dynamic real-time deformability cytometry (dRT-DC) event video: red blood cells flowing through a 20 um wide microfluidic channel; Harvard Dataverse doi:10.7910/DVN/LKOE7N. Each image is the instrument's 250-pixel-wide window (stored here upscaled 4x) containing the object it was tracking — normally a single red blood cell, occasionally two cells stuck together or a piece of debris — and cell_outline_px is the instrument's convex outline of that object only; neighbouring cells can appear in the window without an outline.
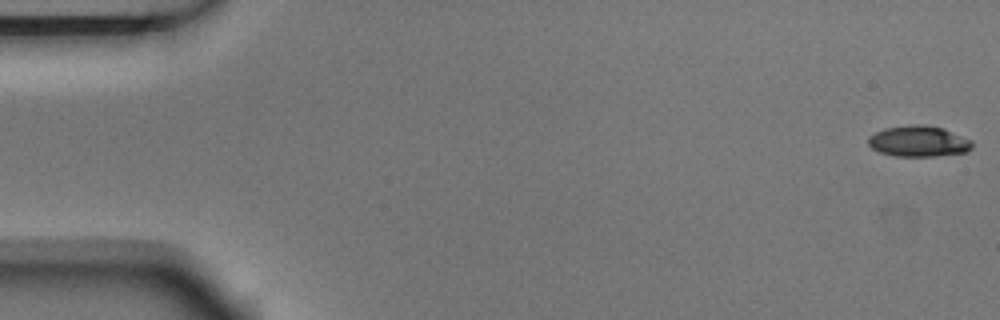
{"species": "Egyptian fruit bat (a non-hibernating species)", "species_latin": "Rousettus aegyptiacus", "temperature_condition": "room temperature", "stored_images_in_passage": 7, "camera_frame_rate_fps": 3000, "um_per_image_px": 0.085, "animal": {"sex": "male"}, "frame": {"image": 1, "passage_image": 1, "time_ms": 0.0, "image_size_px": [1000, 320], "cell_outline_px": [[972, 148], [968, 152], [936, 156], [896, 156], [880, 152], [872, 148], [868, 144], [868, 136], [884, 128], [908, 124], [924, 124], [940, 128], [972, 140]], "centroid_in_image_um": [78.06, 12.01], "position_along_channel_um": 6.9, "area_um2": 18.73}}
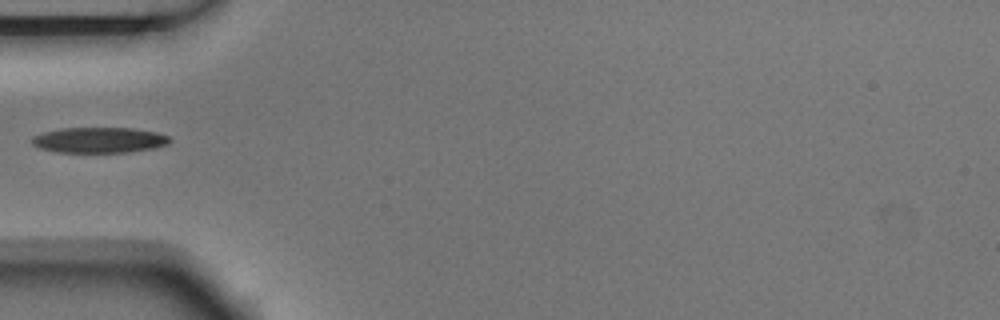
{"frame": {"image": 2, "passage_image": 6, "time_ms": 1.667, "image_size_px": [1000, 320], "cell_outline_px": [[172, 140], [168, 144], [152, 148], [128, 152], [60, 152], [40, 148], [32, 144], [32, 136], [44, 132], [60, 128], [132, 128], [156, 132], [168, 136]], "centroid_in_image_um": [8.43, 11.9], "position_along_channel_um": 76.6, "area_um2": 20.4}}
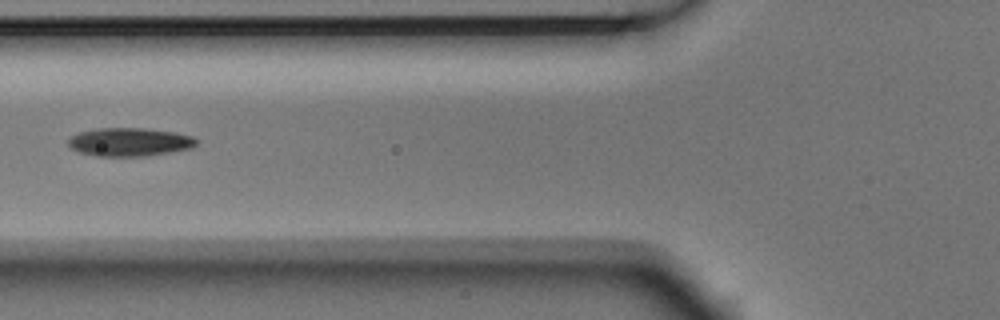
{"frame": {"image": 3, "passage_image": 7, "time_ms": 2.0, "image_size_px": [1000, 320], "cell_outline_px": [[196, 144], [192, 148], [144, 156], [96, 156], [80, 152], [72, 148], [68, 144], [68, 140], [72, 136], [80, 132], [96, 128], [144, 128], [176, 132], [192, 136], [196, 140]], "centroid_in_image_um": [11.01, 12.06], "position_along_channel_um": 114.8, "area_um2": 21.04}}